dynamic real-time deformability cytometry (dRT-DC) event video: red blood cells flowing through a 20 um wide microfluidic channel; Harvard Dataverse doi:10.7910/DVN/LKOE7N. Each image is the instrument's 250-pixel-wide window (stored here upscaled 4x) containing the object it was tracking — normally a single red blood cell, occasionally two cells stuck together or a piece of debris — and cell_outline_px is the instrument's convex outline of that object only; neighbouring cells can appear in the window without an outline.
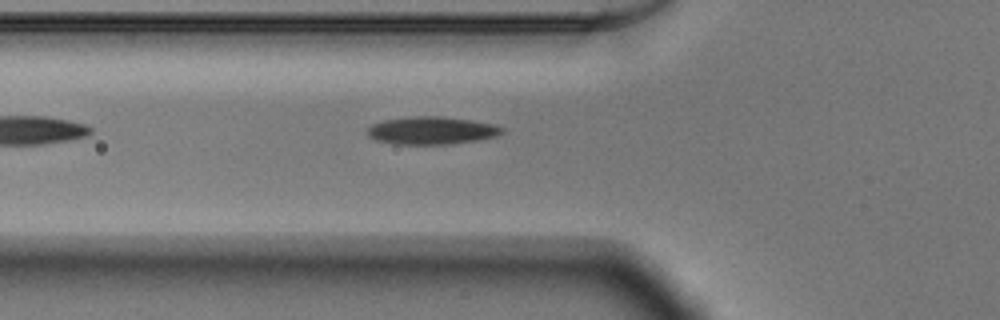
{"species": "Egyptian fruit bat (a non-hibernating species)", "species_latin": "Rousettus aegyptiacus", "temperature_condition": "warm", "stored_images_in_passage": 21, "camera_frame_rate_fps": 3000, "um_per_image_px": 0.085, "animal": {"sex": "male"}, "frame": {"image": 1, "passage_image": 2, "time_ms": 0.333, "image_size_px": [1000, 320], "cell_outline_px": [[504, 132], [496, 136], [476, 140], [452, 144], [396, 144], [376, 140], [368, 136], [368, 128], [372, 124], [384, 120], [412, 116], [440, 116], [472, 120], [496, 124], [504, 128]], "centroid_in_image_um": [36.72, 11.09], "position_along_channel_um": 89.1, "area_um2": 21.79}}
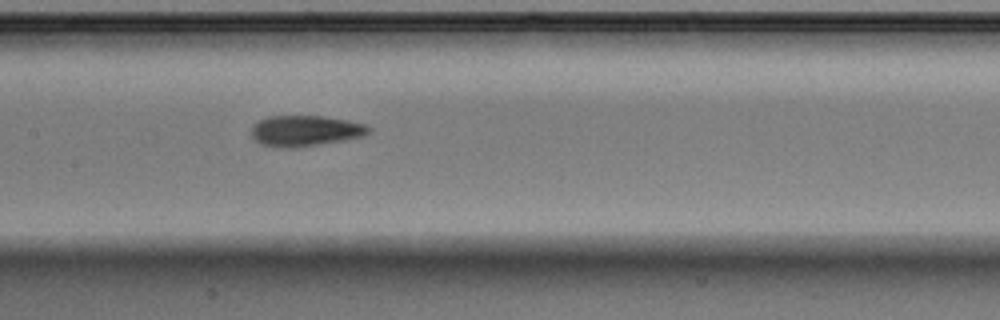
{"frame": {"image": 2, "passage_image": 9, "time_ms": 2.667, "image_size_px": [1000, 320], "cell_outline_px": [[372, 128], [368, 132], [360, 136], [340, 140], [316, 144], [288, 148], [260, 144], [252, 136], [252, 124], [268, 116], [324, 116], [348, 120], [368, 124]], "centroid_in_image_um": [25.93, 11.09], "position_along_channel_um": 181.5, "area_um2": 20.69}}
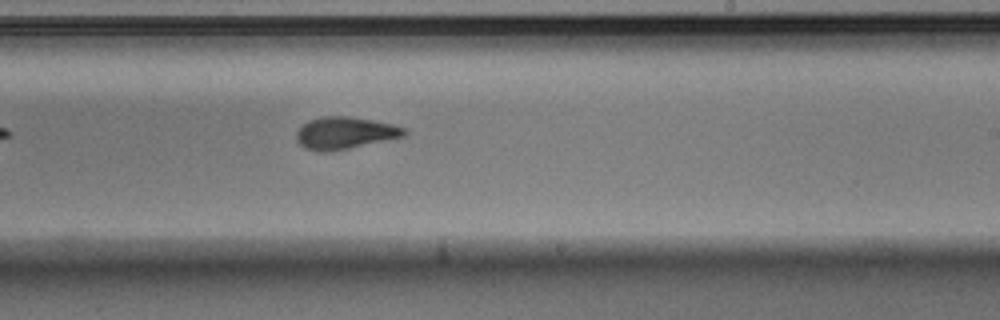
{"frame": {"image": 3, "passage_image": 15, "time_ms": 4.667, "image_size_px": [1000, 320], "cell_outline_px": [[408, 132], [404, 136], [388, 140], [332, 152], [320, 152], [304, 148], [296, 140], [296, 132], [308, 120], [320, 116], [348, 116], [372, 120], [392, 124], [408, 128]], "centroid_in_image_um": [29.32, 11.31], "position_along_channel_um": 259.7, "area_um2": 20.46}}